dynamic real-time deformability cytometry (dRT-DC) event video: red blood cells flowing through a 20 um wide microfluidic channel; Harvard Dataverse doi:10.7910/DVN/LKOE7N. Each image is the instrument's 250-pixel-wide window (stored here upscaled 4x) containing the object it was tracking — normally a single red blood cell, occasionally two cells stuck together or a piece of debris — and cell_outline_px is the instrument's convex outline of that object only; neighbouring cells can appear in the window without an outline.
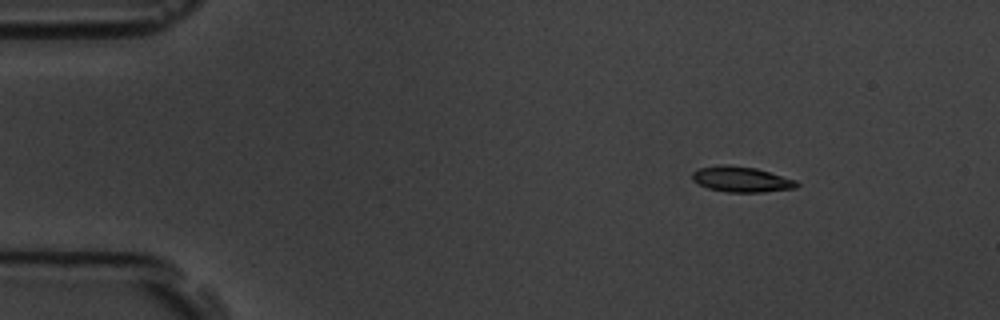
{"species": "common noctule bat (a hibernating species)", "species_latin": "Nyctalus noctula", "temperature_condition": "room temperature", "stored_images_in_passage": 6, "camera_frame_rate_fps": 3000, "um_per_image_px": 0.085, "animal": {"sex": "male", "body_mass_g": 19.5, "forearm_length_mm": 54.6}, "frame": {"image": 1, "passage_image": 2, "time_ms": 1.333, "image_size_px": [1000, 320], "cell_outline_px": [[800, 184], [796, 188], [764, 192], [728, 192], [708, 188], [692, 180], [692, 172], [700, 168], [720, 164], [728, 164], [756, 168], [796, 180]], "centroid_in_image_um": [63.02, 15.23], "position_along_channel_um": 22.0, "area_um2": 15.55}}
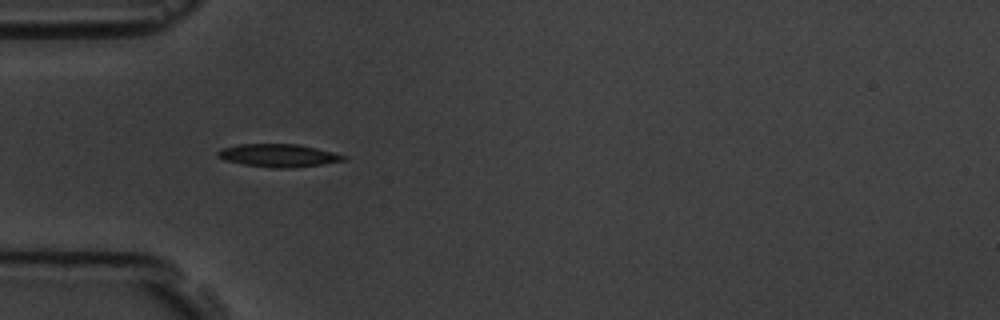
{"frame": {"image": 2, "passage_image": 5, "time_ms": 4.667, "image_size_px": [1000, 320], "cell_outline_px": [[348, 160], [320, 164], [288, 168], [272, 168], [244, 164], [224, 160], [216, 156], [216, 152], [220, 148], [236, 144], [296, 144], [316, 148], [348, 156]], "centroid_in_image_um": [23.62, 13.21], "position_along_channel_um": 61.4, "area_um2": 16.82}}
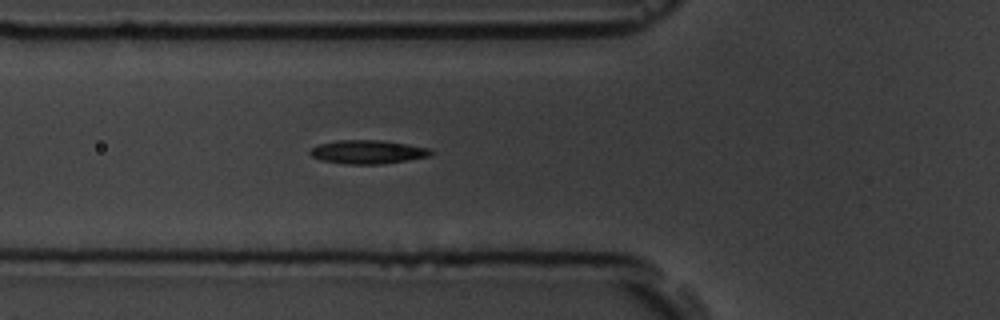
{"frame": {"image": 3, "passage_image": 6, "time_ms": 5.667, "image_size_px": [1000, 320], "cell_outline_px": [[436, 152], [432, 156], [408, 160], [380, 164], [348, 164], [320, 160], [312, 156], [308, 152], [312, 148], [320, 144], [336, 140], [380, 140], [408, 144], [428, 148]], "centroid_in_image_um": [31.3, 12.91], "position_along_channel_um": 94.5, "area_um2": 16.7}}